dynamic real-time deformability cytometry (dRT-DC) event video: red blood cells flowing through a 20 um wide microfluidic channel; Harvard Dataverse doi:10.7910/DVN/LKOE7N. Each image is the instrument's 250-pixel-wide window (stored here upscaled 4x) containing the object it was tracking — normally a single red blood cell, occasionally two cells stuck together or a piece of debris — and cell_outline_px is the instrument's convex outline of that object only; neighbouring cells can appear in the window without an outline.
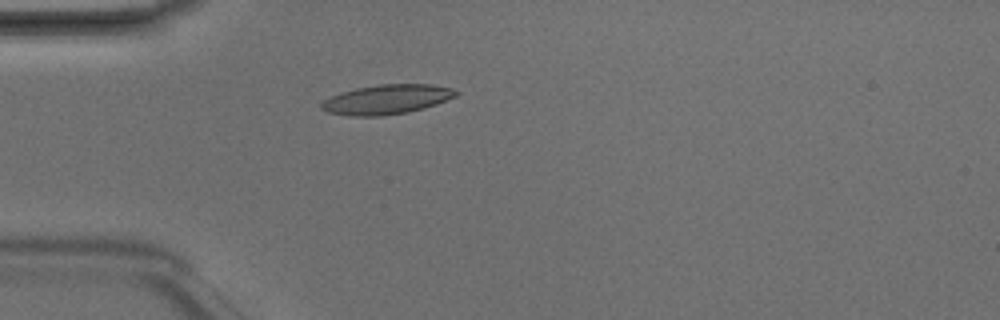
{"species": "Egyptian fruit bat (a non-hibernating species)", "species_latin": "Rousettus aegyptiacus", "temperature_condition": "room temperature", "stored_images_in_passage": 1, "camera_frame_rate_fps": 3000, "um_per_image_px": 0.085, "animal": {"sex": "male"}, "frame": {"image": 1, "passage_image": 1, "time_ms": 0.0, "image_size_px": [1000, 320], "cell_outline_px": [[460, 92], [456, 96], [436, 104], [424, 108], [408, 112], [384, 116], [348, 116], [328, 112], [320, 108], [320, 104], [324, 100], [340, 92], [356, 88], [380, 84], [432, 84], [452, 88]], "centroid_in_image_um": [32.87, 8.45], "position_along_channel_um": 52.1, "area_um2": 23.29}}